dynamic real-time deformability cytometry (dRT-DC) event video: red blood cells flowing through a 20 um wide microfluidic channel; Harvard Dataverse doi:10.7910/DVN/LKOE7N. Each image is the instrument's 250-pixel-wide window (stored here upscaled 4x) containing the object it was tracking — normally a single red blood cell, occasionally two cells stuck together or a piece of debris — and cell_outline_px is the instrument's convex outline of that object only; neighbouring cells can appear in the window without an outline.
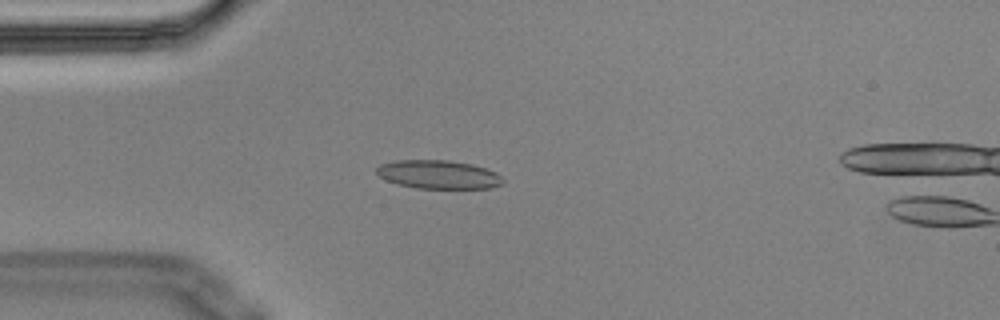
{"species": "Egyptian fruit bat (a non-hibernating species)", "species_latin": "Rousettus aegyptiacus", "temperature_condition": "cold", "stored_images_in_passage": 2, "camera_frame_rate_fps": 3000, "um_per_image_px": 0.085, "animal": {"sex": "male"}, "frame": {"image": 1, "passage_image": 1, "time_ms": 0.0, "image_size_px": [1000, 320], "cell_outline_px": [[504, 184], [488, 188], [416, 188], [396, 184], [380, 176], [376, 172], [376, 168], [380, 164], [396, 160], [448, 160], [472, 164], [496, 172], [504, 180]], "centroid_in_image_um": [37.27, 14.83], "position_along_channel_um": 47.7, "area_um2": 20.98}}